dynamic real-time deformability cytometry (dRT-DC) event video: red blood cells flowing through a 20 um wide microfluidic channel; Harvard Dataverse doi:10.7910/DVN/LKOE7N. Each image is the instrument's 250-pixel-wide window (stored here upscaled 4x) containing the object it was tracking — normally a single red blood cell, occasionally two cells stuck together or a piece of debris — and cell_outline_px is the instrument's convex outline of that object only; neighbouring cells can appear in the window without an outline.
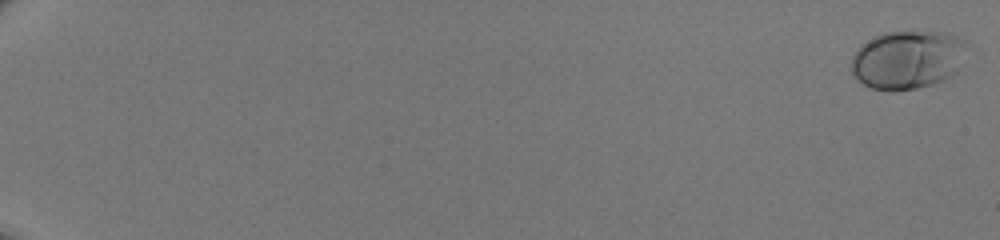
{"species": "human", "species_latin": "Homo sapiens", "temperature_condition": "room temperature", "stored_images_in_passage": 52, "camera_frame_rate_fps": 3000, "um_per_image_px": 0.085, "donor": {"sex": "male"}, "frame": {"image": 1, "passage_image": 1, "time_ms": 0.0, "image_size_px": [1000, 240], "cell_outline_px": [[972, 44], [956, 72], [952, 76], [944, 80], [932, 84], [916, 88], [896, 92], [892, 92], [872, 88], [856, 80], [852, 72], [852, 56], [860, 44], [884, 32], [948, 32]], "centroid_in_image_um": [77.18, 5.08], "position_along_channel_um": 7.8, "area_um2": 40.11}}
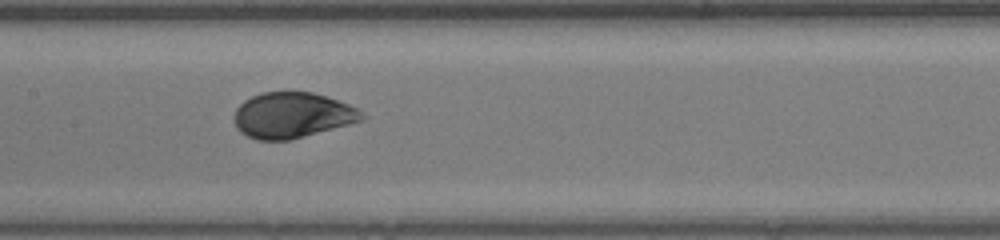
{"frame": {"image": 2, "passage_image": 30, "time_ms": 9.667, "image_size_px": [1000, 240], "cell_outline_px": [[368, 116], [360, 120], [348, 124], [304, 136], [288, 140], [256, 140], [240, 132], [236, 128], [236, 108], [244, 100], [260, 92], [312, 92], [328, 96], [348, 104], [356, 108]], "centroid_in_image_um": [24.83, 9.78], "position_along_channel_um": 182.6, "area_um2": 33.7}}
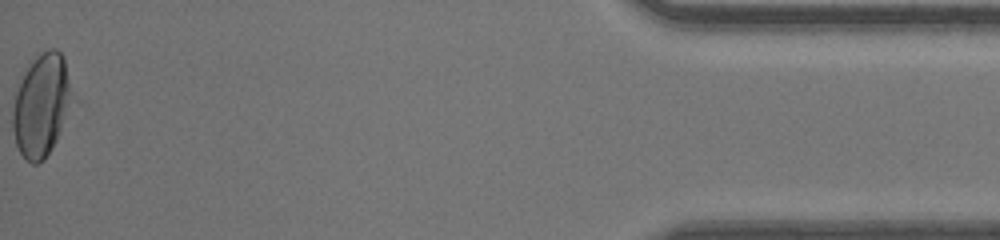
{"frame": {"image": 3, "passage_image": 52, "time_ms": 17.0, "image_size_px": [1000, 240], "cell_outline_px": [[72, 100], [56, 140], [52, 148], [44, 160], [36, 164], [32, 164], [20, 152], [16, 144], [12, 128], [12, 112], [16, 92], [28, 68], [36, 56], [40, 52], [48, 48], [56, 48], [64, 56], [72, 96]], "centroid_in_image_um": [3.51, 8.94], "position_along_channel_um": 431.7, "area_um2": 34.85}}